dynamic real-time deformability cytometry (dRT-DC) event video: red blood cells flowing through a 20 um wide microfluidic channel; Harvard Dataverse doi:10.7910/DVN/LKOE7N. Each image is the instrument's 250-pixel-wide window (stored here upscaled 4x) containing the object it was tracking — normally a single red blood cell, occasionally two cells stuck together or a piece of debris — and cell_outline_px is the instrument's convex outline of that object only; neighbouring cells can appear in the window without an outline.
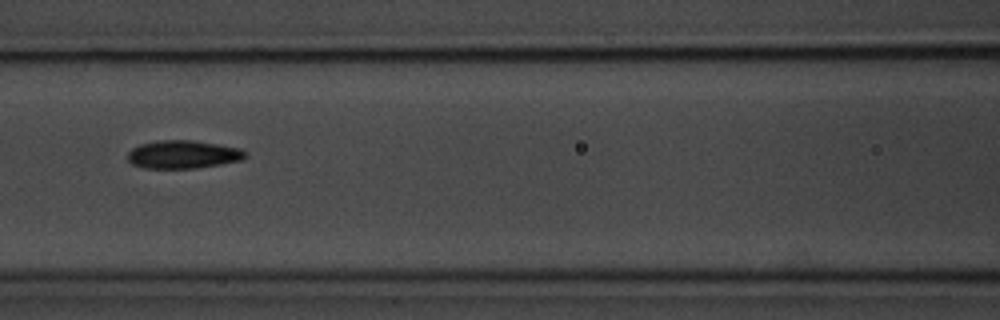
{"species": "common noctule bat (a hibernating species)", "species_latin": "Nyctalus noctula", "temperature_condition": "room temperature", "stored_images_in_passage": 9, "camera_frame_rate_fps": 3000, "um_per_image_px": 0.085, "animal": {"sex": "male", "body_mass_g": 20.1, "forearm_length_mm": 53.5}, "frame": {"image": 1, "passage_image": 7, "time_ms": 7.667, "image_size_px": [1000, 320], "cell_outline_px": [[248, 156], [244, 160], [196, 168], [144, 168], [132, 164], [128, 160], [128, 152], [132, 148], [140, 144], [160, 140], [192, 140], [240, 148], [248, 152]], "centroid_in_image_um": [15.59, 13.13], "position_along_channel_um": 151.0, "area_um2": 19.36}}
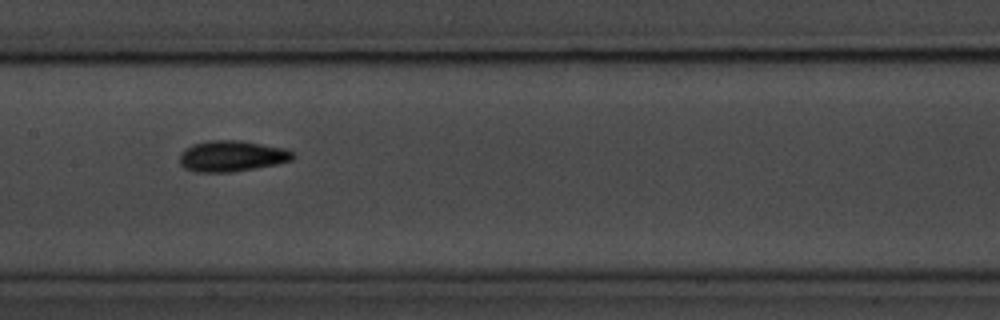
{"frame": {"image": 2, "passage_image": 8, "time_ms": 8.667, "image_size_px": [1000, 320], "cell_outline_px": [[296, 156], [292, 160], [276, 164], [256, 168], [232, 172], [196, 172], [184, 168], [180, 164], [180, 156], [184, 148], [192, 144], [208, 140], [240, 140], [284, 148], [292, 152]], "centroid_in_image_um": [19.68, 13.26], "position_along_channel_um": 187.7, "area_um2": 20.52}}
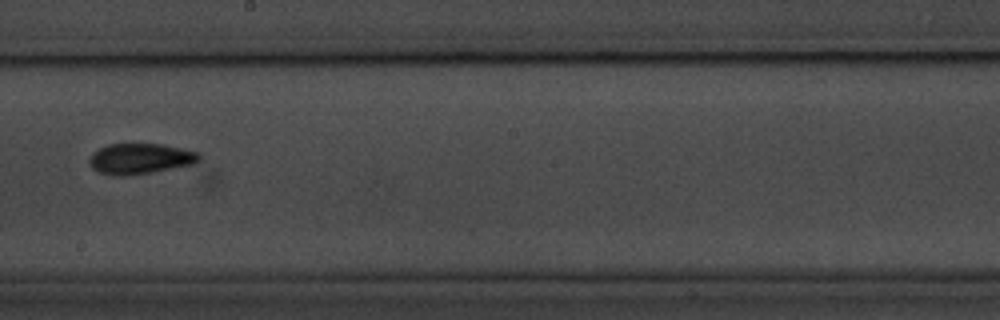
{"frame": {"image": 3, "passage_image": 9, "time_ms": 10.0, "image_size_px": [1000, 320], "cell_outline_px": [[200, 160], [196, 164], [152, 172], [124, 176], [112, 176], [100, 172], [92, 168], [88, 164], [88, 160], [92, 152], [108, 144], [164, 144], [200, 152]], "centroid_in_image_um": [11.93, 13.49], "position_along_channel_um": 236.3, "area_um2": 19.88}}